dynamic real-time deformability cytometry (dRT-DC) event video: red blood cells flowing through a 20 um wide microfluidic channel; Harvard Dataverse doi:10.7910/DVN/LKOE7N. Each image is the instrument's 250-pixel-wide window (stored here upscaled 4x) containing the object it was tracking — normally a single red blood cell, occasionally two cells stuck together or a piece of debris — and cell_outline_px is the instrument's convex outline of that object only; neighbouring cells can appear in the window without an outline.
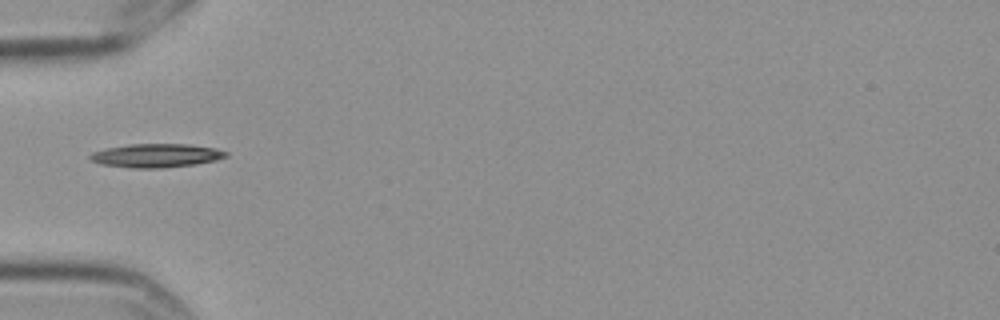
{"species": "Egyptian fruit bat (a non-hibernating species)", "species_latin": "Rousettus aegyptiacus", "temperature_condition": "cold", "stored_images_in_passage": 3, "camera_frame_rate_fps": 3000, "um_per_image_px": 0.085, "frame": {"image": 1, "passage_image": 1, "time_ms": 0.0, "image_size_px": [1000, 320], "cell_outline_px": [[228, 156], [216, 160], [196, 164], [164, 168], [128, 168], [100, 164], [92, 160], [88, 156], [92, 152], [104, 148], [128, 144], [188, 144], [212, 148], [228, 152]], "centroid_in_image_um": [13.24, 13.22], "position_along_channel_um": 71.8, "area_um2": 18.84}}
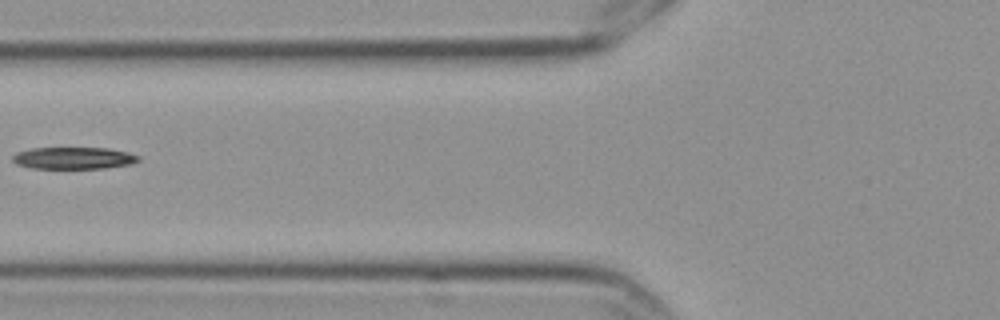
{"frame": {"image": 2, "passage_image": 2, "time_ms": 0.333, "image_size_px": [1000, 320], "cell_outline_px": [[140, 160], [128, 164], [104, 168], [32, 168], [16, 164], [12, 160], [12, 156], [16, 152], [32, 148], [108, 148], [128, 152], [140, 156]], "centroid_in_image_um": [6.23, 13.43], "position_along_channel_um": 119.6, "area_um2": 16.01}}
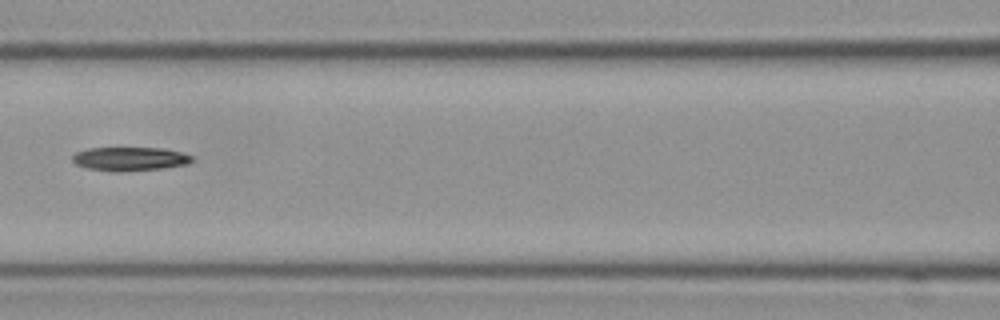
{"frame": {"image": 3, "passage_image": 3, "time_ms": 0.667, "image_size_px": [1000, 320], "cell_outline_px": [[192, 160], [188, 164], [160, 168], [88, 168], [76, 164], [72, 160], [72, 156], [76, 152], [88, 148], [160, 148], [180, 152], [192, 156]], "centroid_in_image_um": [11.05, 13.44], "position_along_channel_um": 155.6, "area_um2": 15.26}}